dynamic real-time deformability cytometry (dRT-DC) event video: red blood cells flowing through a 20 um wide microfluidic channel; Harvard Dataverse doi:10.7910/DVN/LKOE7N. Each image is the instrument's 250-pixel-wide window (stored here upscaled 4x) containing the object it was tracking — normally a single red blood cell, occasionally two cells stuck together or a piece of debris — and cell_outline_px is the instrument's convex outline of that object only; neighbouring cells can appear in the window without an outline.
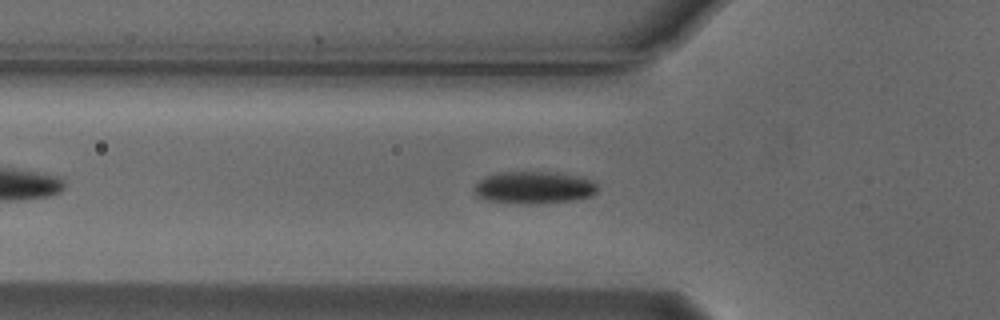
{"species": "Egyptian fruit bat (a non-hibernating species)", "species_latin": "Rousettus aegyptiacus", "temperature_condition": "cold", "stored_images_in_passage": 46, "camera_frame_rate_fps": 3000, "um_per_image_px": 0.085, "animal": {"sex": "male"}, "frame": {"image": 1, "passage_image": 9, "time_ms": 2.667, "image_size_px": [1000, 320], "cell_outline_px": [[596, 192], [592, 196], [572, 200], [528, 204], [488, 200], [476, 196], [476, 184], [484, 176], [500, 172], [556, 172], [580, 176], [592, 180], [596, 184]], "centroid_in_image_um": [45.41, 15.92], "position_along_channel_um": 80.4, "area_um2": 23.0}}
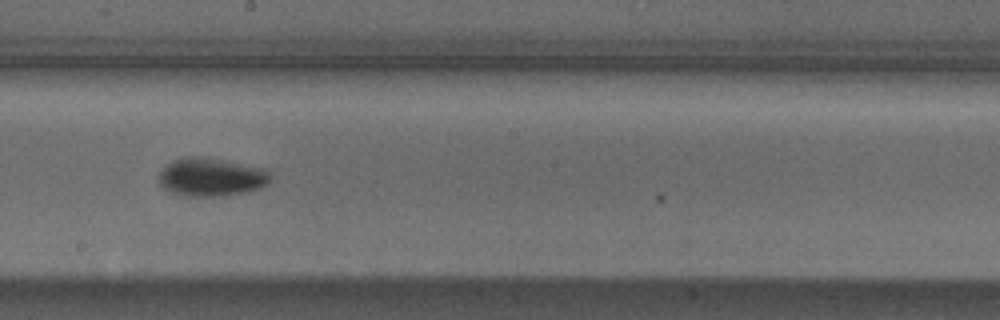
{"frame": {"image": 2, "passage_image": 21, "time_ms": 6.667, "image_size_px": [1000, 320], "cell_outline_px": [[272, 180], [260, 188], [248, 192], [220, 196], [188, 196], [168, 192], [160, 184], [160, 172], [172, 160], [188, 156], [200, 156], [224, 160], [268, 168], [272, 176]], "centroid_in_image_um": [18.01, 15.05], "position_along_channel_um": 230.2, "area_um2": 25.2}}
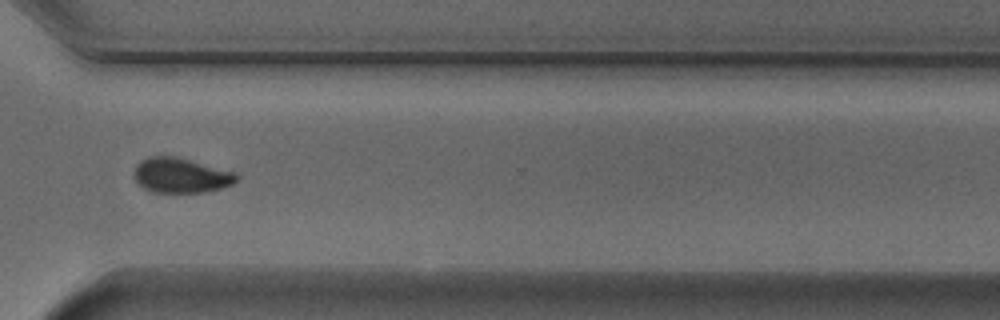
{"frame": {"image": 3, "passage_image": 31, "time_ms": 10.0, "image_size_px": [1000, 320], "cell_outline_px": [[240, 180], [232, 184], [220, 188], [204, 192], [152, 192], [144, 188], [136, 180], [136, 164], [140, 160], [148, 156], [176, 156], [236, 172], [240, 176]], "centroid_in_image_um": [15.43, 14.9], "position_along_channel_um": 355.2, "area_um2": 20.87}, "authors_computed_cell_mechanics": {"area_um2": 21.8195, "velocity_mm_per_s": 3.7453, "shape_relaxation_time_tau1_ms": 4.2173, "shape_relaxation_time_tau2_ms": null, "deformation_change_tau1": 0.1396, "deformation_change_tau2": null}}